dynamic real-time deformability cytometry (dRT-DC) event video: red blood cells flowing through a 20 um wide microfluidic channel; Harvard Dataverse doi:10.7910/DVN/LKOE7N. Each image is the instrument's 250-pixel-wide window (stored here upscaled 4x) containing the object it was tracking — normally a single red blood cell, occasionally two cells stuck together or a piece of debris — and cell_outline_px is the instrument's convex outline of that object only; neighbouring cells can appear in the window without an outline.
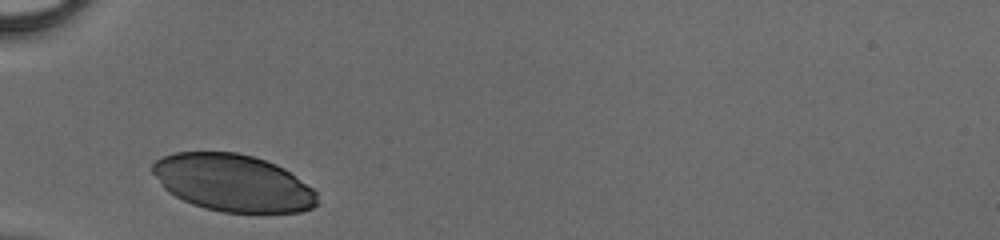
{"species": "human", "species_latin": "Homo sapiens", "temperature_condition": "cold", "stored_images_in_passage": 25, "camera_frame_rate_fps": 3000, "um_per_image_px": 0.085, "donor": {"sex": "male"}, "frame": {"image": 1, "passage_image": 1, "time_ms": 0.0, "image_size_px": [1000, 240], "cell_outline_px": [[316, 204], [312, 208], [300, 212], [224, 212], [204, 208], [192, 204], [168, 192], [160, 184], [152, 172], [152, 164], [156, 160], [164, 156], [176, 152], [236, 152], [252, 156], [276, 164], [284, 168], [312, 188], [316, 192]], "centroid_in_image_um": [19.78, 15.54], "position_along_channel_um": 65.2, "area_um2": 54.56}}
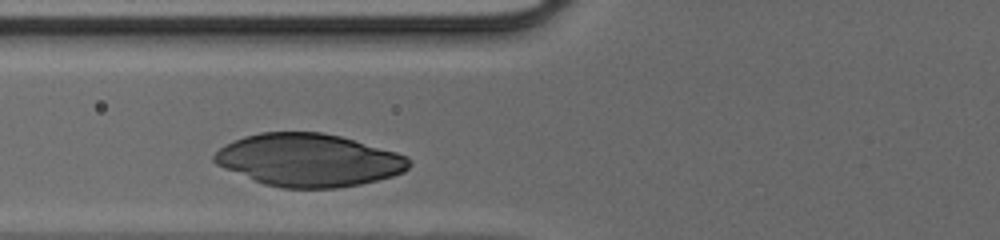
{"frame": {"image": 2, "passage_image": 4, "time_ms": 1.0, "image_size_px": [1000, 240], "cell_outline_px": [[412, 164], [404, 172], [392, 176], [360, 184], [336, 188], [280, 188], [264, 184], [224, 168], [216, 164], [212, 160], [212, 156], [220, 148], [244, 136], [260, 132], [320, 132], [340, 136], [396, 152], [408, 156]], "centroid_in_image_um": [26.25, 13.61], "position_along_channel_um": 99.6, "area_um2": 59.65}}
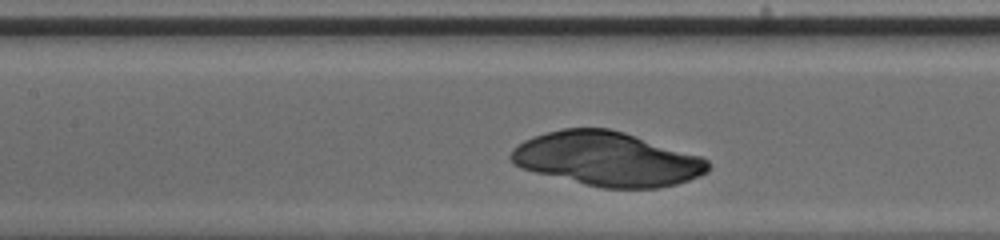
{"frame": {"image": 3, "passage_image": 8, "time_ms": 2.333, "image_size_px": [1000, 240], "cell_outline_px": [[708, 172], [700, 176], [676, 184], [660, 188], [604, 188], [584, 184], [536, 172], [512, 164], [508, 156], [512, 148], [516, 144], [524, 140], [548, 132], [564, 128], [608, 128], [624, 132], [700, 156], [708, 160]], "centroid_in_image_um": [51.59, 13.51], "position_along_channel_um": 155.8, "area_um2": 61.85}}